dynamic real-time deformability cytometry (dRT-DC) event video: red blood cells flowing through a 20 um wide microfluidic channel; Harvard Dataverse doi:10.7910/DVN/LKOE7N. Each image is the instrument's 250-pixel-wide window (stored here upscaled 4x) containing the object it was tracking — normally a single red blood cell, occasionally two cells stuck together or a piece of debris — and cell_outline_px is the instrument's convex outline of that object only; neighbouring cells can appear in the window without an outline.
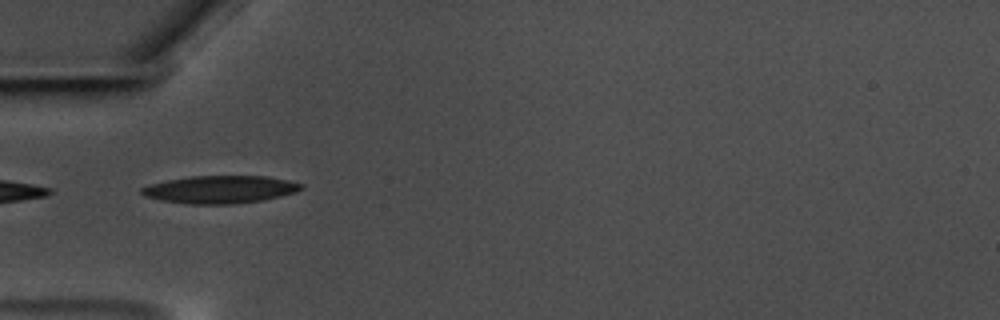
{"species": "common noctule bat (a hibernating species)", "species_latin": "Nyctalus noctula", "temperature_condition": "warm", "stored_images_in_passage": 3, "camera_frame_rate_fps": 3000, "um_per_image_px": 0.085, "animal": {"sex": "male", "body_mass_g": 17.5, "forearm_length_mm": 52.3}, "frame": {"image": 1, "passage_image": 1, "time_ms": 0.0, "image_size_px": [1000, 320], "cell_outline_px": [[304, 188], [296, 192], [264, 200], [232, 204], [188, 204], [160, 200], [144, 196], [140, 192], [140, 188], [148, 184], [168, 180], [192, 176], [268, 176], [288, 180], [304, 184]], "centroid_in_image_um": [18.71, 16.1], "position_along_channel_um": 66.3, "area_um2": 25.89}}